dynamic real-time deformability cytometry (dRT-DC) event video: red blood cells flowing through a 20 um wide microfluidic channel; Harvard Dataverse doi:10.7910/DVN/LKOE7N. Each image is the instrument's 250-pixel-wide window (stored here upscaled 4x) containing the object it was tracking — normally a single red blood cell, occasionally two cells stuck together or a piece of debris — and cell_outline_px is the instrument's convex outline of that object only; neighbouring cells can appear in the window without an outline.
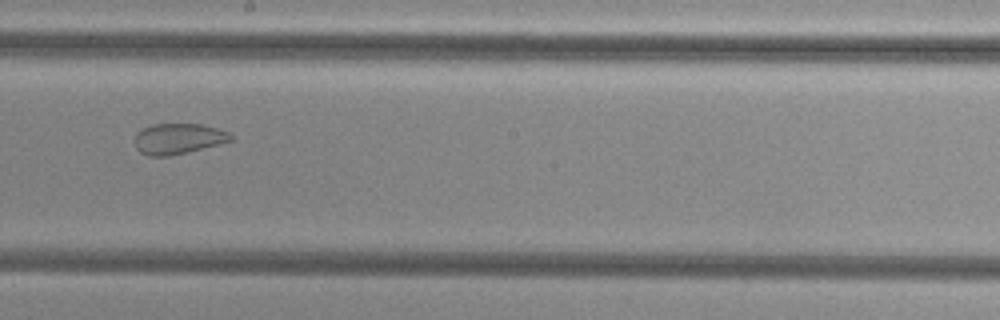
{"species": "common noctule bat (a hibernating species)", "species_latin": "Nyctalus noctula", "temperature_condition": "cold", "stored_images_in_passage": 37, "camera_frame_rate_fps": 3000, "um_per_image_px": 0.085, "animal": {"sex": "female", "body_mass_g": 29.2, "forearm_length_mm": 56.3}, "frame": {"image": 1, "passage_image": 14, "time_ms": 4.333, "image_size_px": [1000, 320], "cell_outline_px": [[232, 140], [168, 156], [148, 156], [140, 152], [136, 148], [136, 132], [152, 124], [200, 124], [232, 132]], "centroid_in_image_um": [15.13, 11.77], "position_along_channel_um": 233.1, "area_um2": 16.82}}
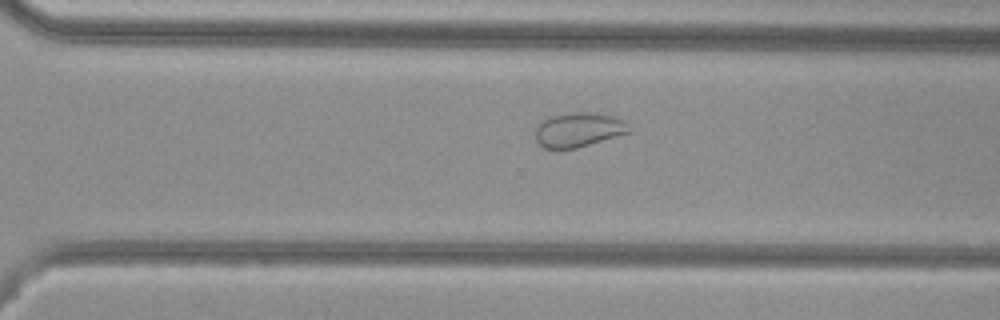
{"frame": {"image": 2, "passage_image": 21, "time_ms": 6.667, "image_size_px": [1000, 320], "cell_outline_px": [[632, 132], [576, 148], [544, 148], [536, 140], [536, 128], [540, 120], [548, 116], [572, 112], [596, 112], [612, 116], [624, 120]], "centroid_in_image_um": [49.17, 11.01], "position_along_channel_um": 321.4, "area_um2": 18.9}}
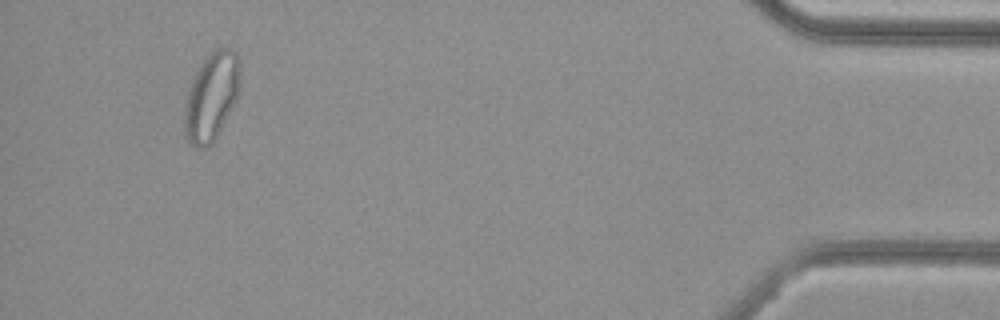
{"frame": {"image": 3, "passage_image": 34, "time_ms": 11.0, "image_size_px": [1000, 320], "cell_outline_px": [[240, 92], [216, 140], [212, 144], [204, 148], [200, 148], [188, 144], [184, 136], [184, 108], [188, 92], [192, 80], [200, 64], [216, 48], [228, 48], [236, 52], [240, 60]], "centroid_in_image_um": [17.98, 8.26], "position_along_channel_um": 417.2, "area_um2": 28.96}, "authors_computed_cell_mechanics": {"area_um2": 22.1952, "velocity_mm_per_s": 3.792, "shape_relaxation_time_tau1_ms": null, "shape_relaxation_time_tau2_ms": 1.1683, "deformation_change_tau1": null, "deformation_change_tau2": 0.068}}